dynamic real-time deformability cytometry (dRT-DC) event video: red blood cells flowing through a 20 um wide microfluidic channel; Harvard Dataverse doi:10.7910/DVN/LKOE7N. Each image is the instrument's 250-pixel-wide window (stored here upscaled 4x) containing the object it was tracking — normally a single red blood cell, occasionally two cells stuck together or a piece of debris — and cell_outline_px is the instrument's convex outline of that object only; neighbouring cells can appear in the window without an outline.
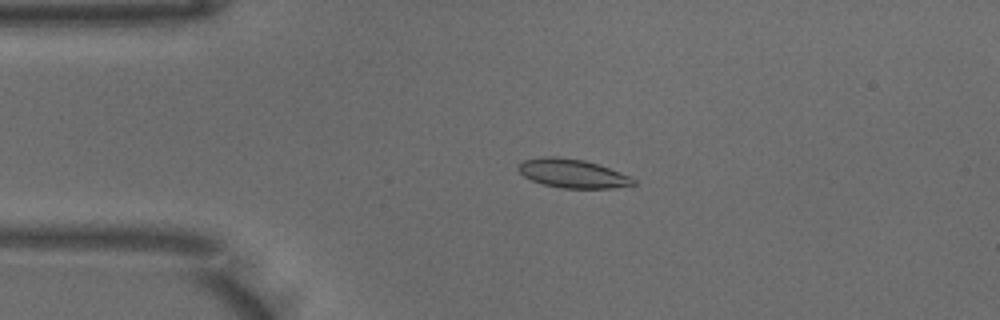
{"species": "common noctule bat (a hibernating species)", "species_latin": "Nyctalus noctula", "temperature_condition": "warm", "stored_images_in_passage": 43, "camera_frame_rate_fps": 3000, "um_per_image_px": 0.085, "animal": {"sex": "male", "body_mass_g": 18.8}, "frame": {"image": 1, "passage_image": 10, "time_ms": 3.0, "image_size_px": [1000, 320], "cell_outline_px": [[636, 184], [612, 188], [560, 188], [544, 184], [532, 180], [524, 176], [516, 168], [516, 164], [524, 160], [540, 156], [556, 156], [584, 160], [632, 176], [636, 180]], "centroid_in_image_um": [48.64, 14.73], "position_along_channel_um": 36.4, "area_um2": 19.36}}
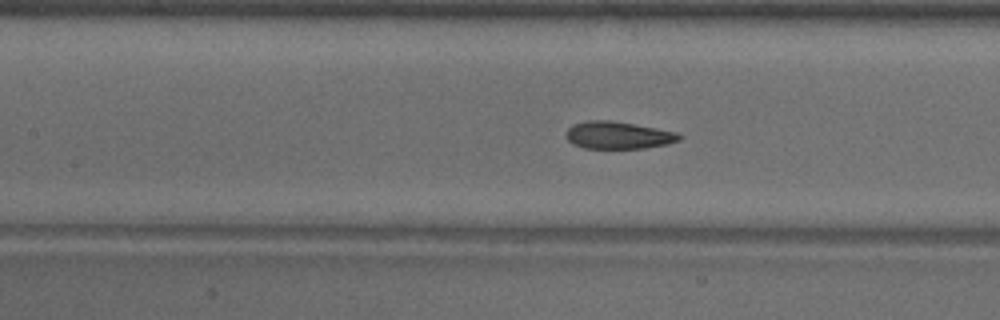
{"frame": {"image": 2, "passage_image": 21, "time_ms": 6.667, "image_size_px": [1000, 320], "cell_outline_px": [[680, 140], [668, 144], [644, 148], [584, 148], [572, 144], [568, 140], [568, 128], [572, 124], [584, 120], [608, 120], [656, 128], [676, 132], [680, 136]], "centroid_in_image_um": [52.52, 11.49], "position_along_channel_um": 154.9, "area_um2": 17.86}}
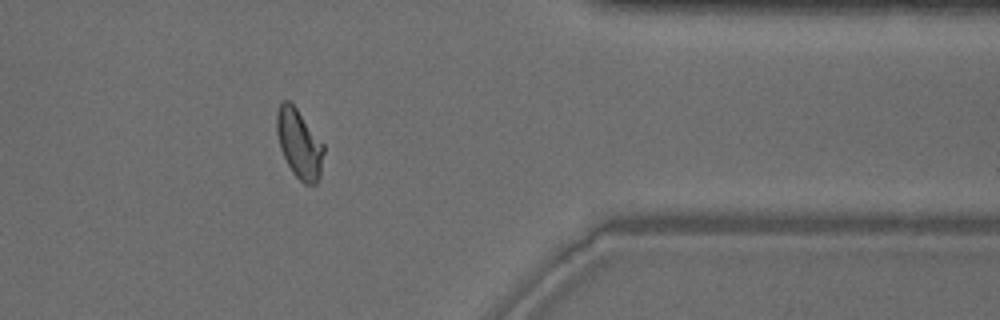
{"frame": {"image": 3, "passage_image": 40, "time_ms": 13.0, "image_size_px": [1000, 320], "cell_outline_px": [[324, 152], [320, 176], [316, 184], [304, 184], [292, 172], [280, 148], [276, 132], [276, 112], [280, 104], [284, 100], [288, 100], [296, 108], [324, 144]], "centroid_in_image_um": [25.43, 12.22], "position_along_channel_um": 386.0, "area_um2": 18.79}, "authors_computed_cell_mechanics": {"area_um2": 18.6116, "velocity_mm_per_s": 3.9588, "shape_relaxation_time_tau1_ms": 3.228, "shape_relaxation_time_tau2_ms": 1.2624, "deformation_change_tau1": 0.1417, "deformation_change_tau2": 0.0762}}